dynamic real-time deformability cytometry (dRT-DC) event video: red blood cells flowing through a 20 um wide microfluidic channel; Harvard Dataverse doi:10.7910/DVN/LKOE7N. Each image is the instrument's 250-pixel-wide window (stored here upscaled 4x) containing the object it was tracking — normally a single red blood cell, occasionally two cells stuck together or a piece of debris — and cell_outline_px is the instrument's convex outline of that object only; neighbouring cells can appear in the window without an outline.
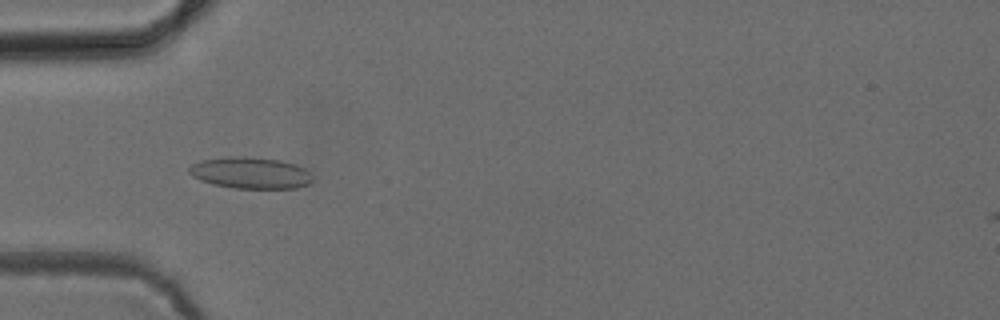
{"species": "common noctule bat (a hibernating species)", "species_latin": "Nyctalus noctula", "temperature_condition": "cold", "stored_images_in_passage": 51, "camera_frame_rate_fps": 3000, "um_per_image_px": 0.085, "animal": {"sex": "female", "body_mass_g": 24.6, "forearm_length_mm": 56.2}, "frame": {"image": 1, "passage_image": 16, "time_ms": 5.0, "image_size_px": [1000, 320], "cell_outline_px": [[312, 180], [308, 184], [296, 188], [232, 188], [212, 184], [200, 180], [192, 176], [188, 172], [188, 168], [192, 164], [204, 160], [228, 156], [244, 156], [280, 160], [296, 164], [304, 168], [312, 176]], "centroid_in_image_um": [21.28, 14.69], "position_along_channel_um": 63.7, "area_um2": 22.66}}
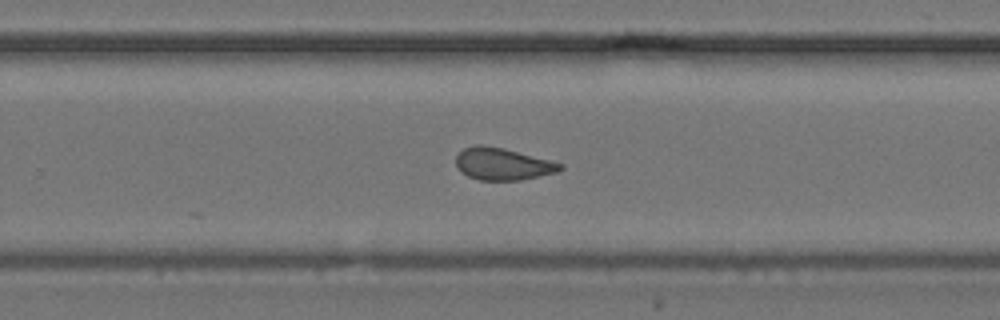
{"frame": {"image": 2, "passage_image": 33, "time_ms": 10.667, "image_size_px": [1000, 320], "cell_outline_px": [[564, 168], [556, 172], [520, 180], [480, 180], [468, 176], [460, 172], [456, 164], [456, 156], [464, 148], [476, 144], [484, 144], [504, 148], [564, 164]], "centroid_in_image_um": [42.7, 13.93], "position_along_channel_um": 287.1, "area_um2": 19.48}}
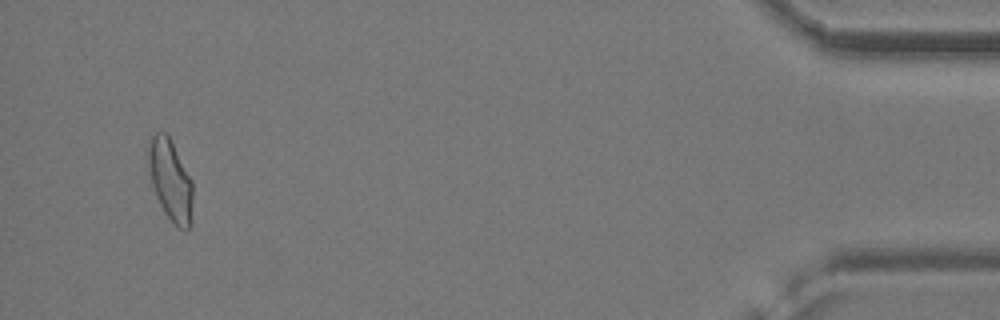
{"frame": {"image": 3, "passage_image": 49, "time_ms": 16.0, "image_size_px": [1000, 320], "cell_outline_px": [[192, 200], [188, 228], [184, 232], [176, 228], [172, 224], [164, 212], [156, 196], [152, 184], [144, 152], [148, 140], [156, 132], [164, 132], [168, 136], [192, 180]], "centroid_in_image_um": [14.42, 15.29], "position_along_channel_um": 420.8, "area_um2": 21.27}}